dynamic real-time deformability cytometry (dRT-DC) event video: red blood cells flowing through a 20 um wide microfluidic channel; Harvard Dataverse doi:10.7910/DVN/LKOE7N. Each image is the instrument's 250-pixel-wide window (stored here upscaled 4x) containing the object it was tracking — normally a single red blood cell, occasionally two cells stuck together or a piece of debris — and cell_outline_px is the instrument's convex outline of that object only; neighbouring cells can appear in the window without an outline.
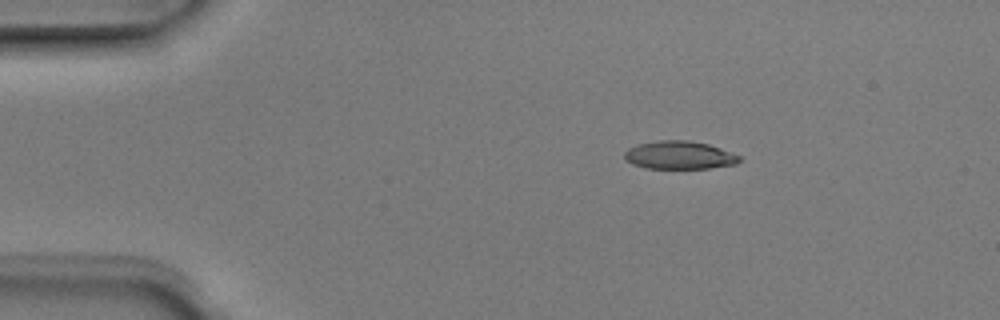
{"species": "Egyptian fruit bat (a non-hibernating species)", "species_latin": "Rousettus aegyptiacus", "temperature_condition": "room temperature", "stored_images_in_passage": 5, "camera_frame_rate_fps": 3000, "um_per_image_px": 0.085, "animal": {"sex": "male"}, "frame": {"image": 1, "passage_image": 3, "time_ms": 0.667, "image_size_px": [1000, 320], "cell_outline_px": [[740, 160], [736, 164], [708, 168], [644, 168], [632, 164], [624, 156], [624, 152], [628, 148], [636, 144], [660, 140], [688, 140], [708, 144], [720, 148], [740, 156]], "centroid_in_image_um": [57.72, 13.18], "position_along_channel_um": 27.3, "area_um2": 18.73}}
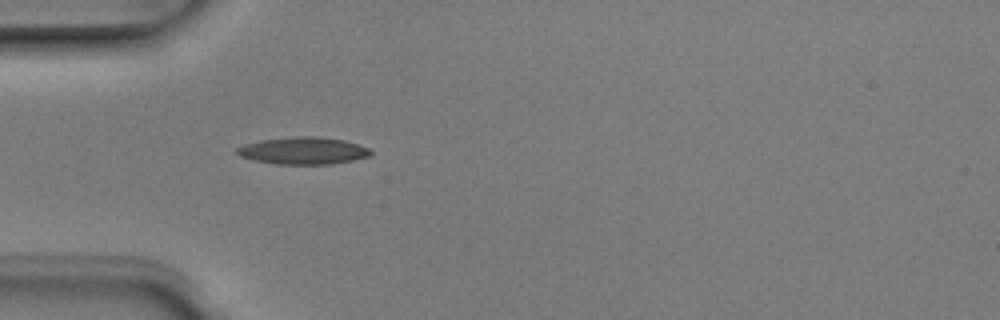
{"frame": {"image": 2, "passage_image": 5, "time_ms": 1.333, "image_size_px": [1000, 320], "cell_outline_px": [[372, 156], [332, 164], [276, 164], [256, 160], [240, 156], [236, 152], [236, 148], [244, 144], [260, 140], [292, 136], [316, 136], [344, 140], [368, 148], [372, 152]], "centroid_in_image_um": [25.77, 12.8], "position_along_channel_um": 59.2, "area_um2": 21.15}}